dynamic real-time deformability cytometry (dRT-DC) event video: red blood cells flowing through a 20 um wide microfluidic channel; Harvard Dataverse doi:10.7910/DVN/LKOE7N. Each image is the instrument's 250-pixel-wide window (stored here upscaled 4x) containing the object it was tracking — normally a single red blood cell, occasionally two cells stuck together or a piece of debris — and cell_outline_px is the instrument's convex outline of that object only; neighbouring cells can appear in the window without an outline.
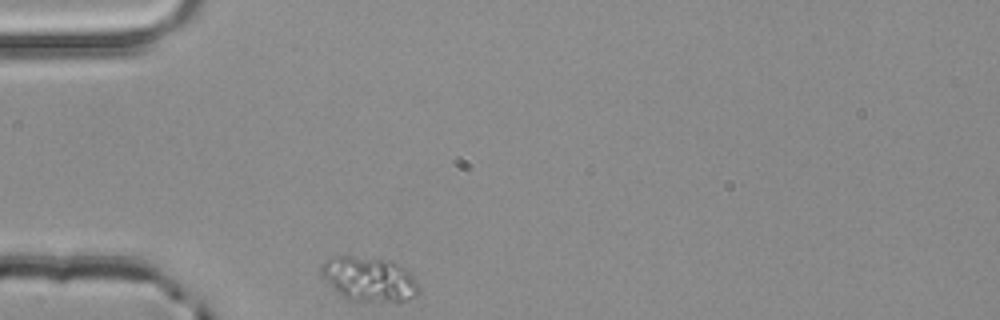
{"species": "common noctule bat (a hibernating species)", "species_latin": "Nyctalus noctula", "temperature_condition": "room temperature", "stored_images_in_passage": 2, "camera_frame_rate_fps": 3000, "um_per_image_px": 0.085, "animal": {"sex": "male", "body_mass_g": 20.4}, "frame": {"image": 1, "passage_image": 2, "time_ms": 0.333, "image_size_px": [1000, 320], "cell_outline_px": [[420, 292], [404, 300], [348, 300], [320, 276], [320, 264], [324, 260], [336, 256], [352, 256], [392, 260], [404, 268], [420, 284]], "centroid_in_image_um": [31.34, 23.68], "position_along_channel_um": 53.7, "area_um2": 24.97}}